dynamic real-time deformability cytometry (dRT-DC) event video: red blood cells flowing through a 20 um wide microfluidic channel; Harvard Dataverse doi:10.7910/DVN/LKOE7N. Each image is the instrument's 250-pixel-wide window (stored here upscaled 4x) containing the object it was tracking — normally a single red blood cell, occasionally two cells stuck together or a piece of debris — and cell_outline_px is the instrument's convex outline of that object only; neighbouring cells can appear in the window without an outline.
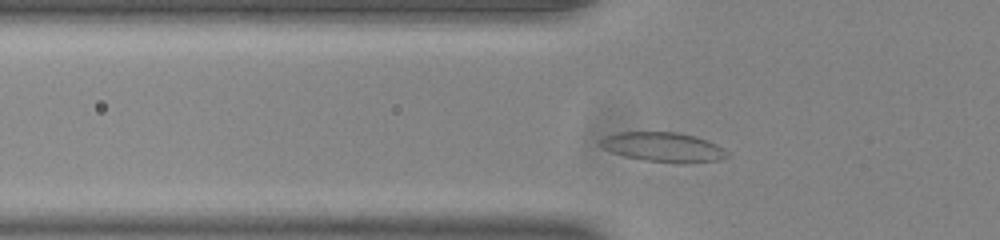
{"species": "common noctule bat (a hibernating species)", "species_latin": "Nyctalus noctula", "temperature_condition": "room temperature", "stored_images_in_passage": 42, "camera_frame_rate_fps": 3000, "um_per_image_px": 0.085, "animal": {"sex": "male", "body_mass_g": 20.0, "forearm_length_mm": 53.3}, "frame": {"image": 1, "passage_image": 7, "time_ms": 2.0, "image_size_px": [1000, 240], "cell_outline_px": [[732, 156], [720, 160], [688, 164], [680, 164], [644, 160], [624, 156], [612, 152], [604, 148], [600, 144], [600, 140], [604, 136], [620, 132], [676, 132], [696, 136], [708, 140], [724, 148]], "centroid_in_image_um": [56.46, 12.52], "position_along_channel_um": 69.3, "area_um2": 22.2}}
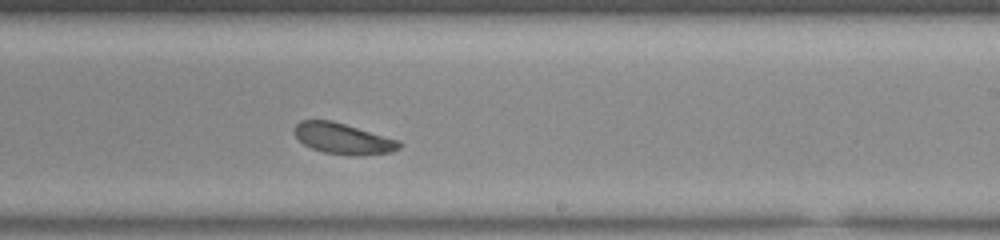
{"frame": {"image": 2, "passage_image": 22, "time_ms": 7.0, "image_size_px": [1000, 240], "cell_outline_px": [[400, 148], [392, 152], [356, 156], [348, 156], [324, 152], [312, 148], [304, 144], [296, 136], [296, 124], [300, 120], [332, 120], [400, 140]], "centroid_in_image_um": [29.2, 11.79], "position_along_channel_um": 259.8, "area_um2": 18.84}}
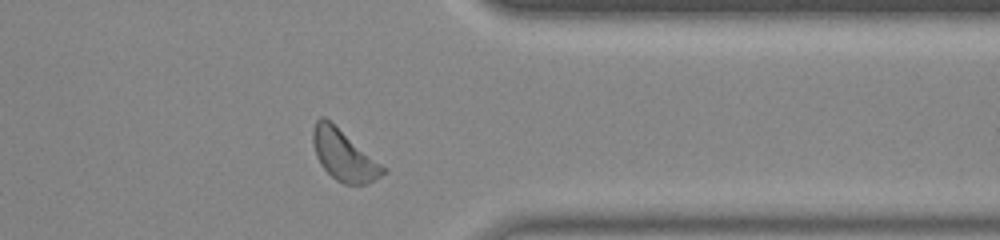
{"frame": {"image": 3, "passage_image": 32, "time_ms": 10.333, "image_size_px": [1000, 240], "cell_outline_px": [[388, 172], [368, 184], [344, 184], [336, 180], [320, 164], [316, 156], [312, 140], [312, 132], [316, 120], [320, 116], [324, 116], [388, 168]], "centroid_in_image_um": [29.26, 13.2], "position_along_channel_um": 382.1, "area_um2": 20.87}, "authors_computed_cell_mechanics": {"area_um2": 20.1144, "velocity_mm_per_s": 3.8376, "shape_relaxation_time_tau1_ms": 1.1186, "shape_relaxation_time_tau2_ms": null, "deformation_change_tau1": 0.0634, "deformation_change_tau2": null}}